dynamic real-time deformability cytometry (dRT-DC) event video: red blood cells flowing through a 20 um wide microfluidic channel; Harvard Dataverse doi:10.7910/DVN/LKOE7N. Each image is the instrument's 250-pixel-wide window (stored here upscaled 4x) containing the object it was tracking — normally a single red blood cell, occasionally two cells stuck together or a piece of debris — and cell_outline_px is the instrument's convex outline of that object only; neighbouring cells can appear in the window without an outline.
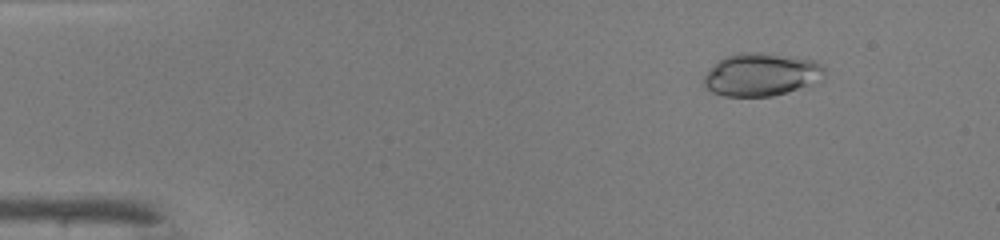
{"species": "common noctule bat (a hibernating species)", "species_latin": "Nyctalus noctula", "temperature_condition": "warm", "stored_images_in_passage": 47, "camera_frame_rate_fps": 3000, "um_per_image_px": 0.085, "animal": {"sex": "male", "body_mass_g": 19.0, "forearm_length_mm": 50.8}, "frame": {"image": 1, "passage_image": 6, "time_ms": 1.667, "image_size_px": [1000, 240], "cell_outline_px": [[824, 76], [808, 84], [772, 96], [724, 96], [712, 92], [704, 88], [704, 76], [720, 60], [728, 56], [740, 52], [752, 52], [812, 60], [820, 64], [824, 68]], "centroid_in_image_um": [64.64, 6.35], "position_along_channel_um": 20.4, "area_um2": 29.13}}
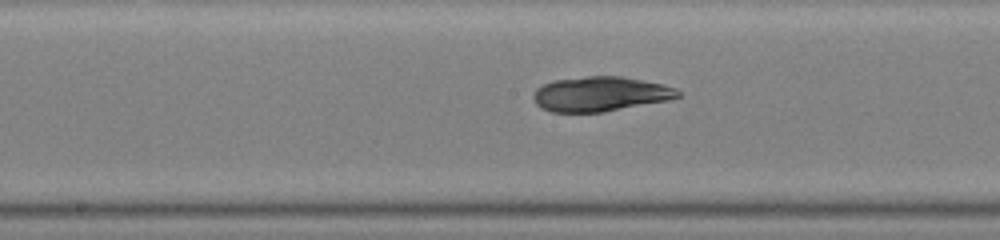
{"frame": {"image": 2, "passage_image": 25, "time_ms": 8.0, "image_size_px": [1000, 240], "cell_outline_px": [[680, 96], [668, 100], [604, 112], [552, 112], [540, 108], [536, 104], [532, 96], [536, 88], [544, 84], [556, 80], [588, 76], [620, 76], [664, 84], [676, 88], [680, 92]], "centroid_in_image_um": [51.02, 7.99], "position_along_channel_um": 197.2, "area_um2": 29.25}}
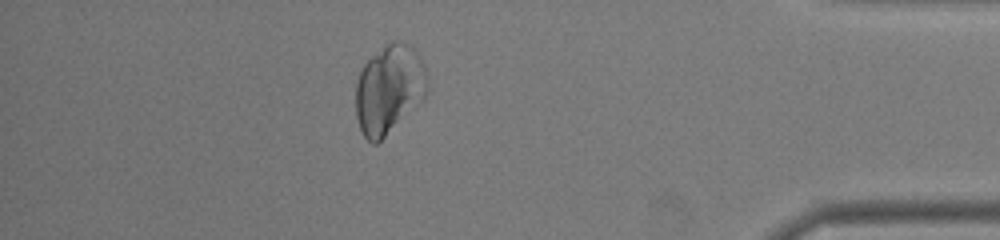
{"frame": {"image": 3, "passage_image": 42, "time_ms": 13.667, "image_size_px": [1000, 240], "cell_outline_px": [[428, 88], [424, 100], [376, 144], [372, 144], [364, 136], [360, 128], [356, 116], [356, 84], [360, 72], [364, 64], [384, 44], [392, 40], [396, 40], [412, 48], [420, 56], [428, 80]], "centroid_in_image_um": [33.08, 7.59], "position_along_channel_um": 402.1, "area_um2": 36.99}, "authors_computed_cell_mechanics": {"area_um2": 29.9404, "velocity_mm_per_s": 4.2837, "shape_relaxation_time_tau1_ms": 5.9699, "shape_relaxation_time_tau2_ms": 1.6048, "deformation_change_tau1": 0.1553, "deformation_change_tau2": 0.0499}}